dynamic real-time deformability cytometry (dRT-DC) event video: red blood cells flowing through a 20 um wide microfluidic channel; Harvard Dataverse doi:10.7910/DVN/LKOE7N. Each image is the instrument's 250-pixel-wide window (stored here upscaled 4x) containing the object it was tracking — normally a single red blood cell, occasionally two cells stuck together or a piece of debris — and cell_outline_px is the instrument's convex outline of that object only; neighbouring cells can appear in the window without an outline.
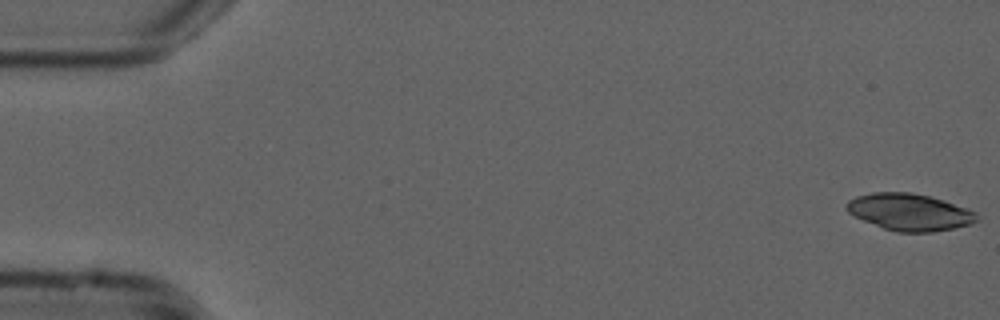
{"species": "common noctule bat (a hibernating species)", "species_latin": "Nyctalus noctula", "temperature_condition": "cold", "stored_images_in_passage": 17, "camera_frame_rate_fps": 3000, "um_per_image_px": 0.085, "animal": {"sex": "male", "forearm_length_mm": 52.5}, "frame": {"image": 1, "passage_image": 1, "time_ms": 0.0, "image_size_px": [1000, 320], "cell_outline_px": [[980, 220], [972, 224], [932, 232], [896, 232], [884, 228], [864, 220], [848, 212], [848, 200], [856, 196], [872, 192], [912, 192], [944, 200], [968, 208], [976, 212]], "centroid_in_image_um": [77.37, 18.02], "position_along_channel_um": 7.6, "area_um2": 27.92}}